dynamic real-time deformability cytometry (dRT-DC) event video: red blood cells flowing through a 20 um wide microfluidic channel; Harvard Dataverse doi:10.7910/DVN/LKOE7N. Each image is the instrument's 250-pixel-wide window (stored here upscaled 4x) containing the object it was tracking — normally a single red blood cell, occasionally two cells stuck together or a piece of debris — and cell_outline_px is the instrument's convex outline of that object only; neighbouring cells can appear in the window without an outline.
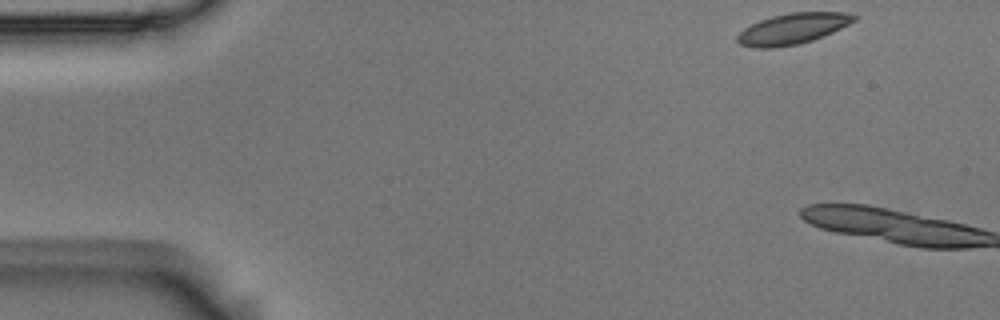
{"species": "Egyptian fruit bat (a non-hibernating species)", "species_latin": "Rousettus aegyptiacus", "temperature_condition": "room temperature", "stored_images_in_passage": 3, "camera_frame_rate_fps": 3000, "um_per_image_px": 0.085, "animal": {"sex": "male"}, "frame": {"image": 1, "passage_image": 1, "time_ms": 0.0, "image_size_px": [1000, 320], "cell_outline_px": [[860, 16], [856, 20], [832, 32], [812, 40], [800, 44], [772, 48], [756, 48], [740, 44], [736, 40], [736, 36], [744, 28], [760, 20], [772, 16], [788, 12], [844, 12]], "centroid_in_image_um": [67.37, 2.43], "position_along_channel_um": 17.6, "area_um2": 20.98}}